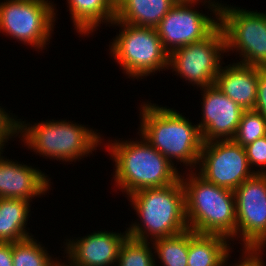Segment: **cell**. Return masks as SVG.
Returning <instances> with one entry per match:
<instances>
[{"label": "cell", "instance_id": "1", "mask_svg": "<svg viewBox=\"0 0 266 266\" xmlns=\"http://www.w3.org/2000/svg\"><path fill=\"white\" fill-rule=\"evenodd\" d=\"M140 107L137 134L173 165L180 162L178 164L184 165L186 172L196 170L203 146L199 126L173 108L151 101L142 102Z\"/></svg>", "mask_w": 266, "mask_h": 266}, {"label": "cell", "instance_id": "2", "mask_svg": "<svg viewBox=\"0 0 266 266\" xmlns=\"http://www.w3.org/2000/svg\"><path fill=\"white\" fill-rule=\"evenodd\" d=\"M134 141L108 140L104 144L114 162L115 186L127 196L147 188L165 187L176 183L181 172L141 135ZM107 147V148H106Z\"/></svg>", "mask_w": 266, "mask_h": 266}, {"label": "cell", "instance_id": "3", "mask_svg": "<svg viewBox=\"0 0 266 266\" xmlns=\"http://www.w3.org/2000/svg\"><path fill=\"white\" fill-rule=\"evenodd\" d=\"M125 197L131 202L138 217L128 225V237L152 242L189 229L185 214V194L180 179L165 187L142 189Z\"/></svg>", "mask_w": 266, "mask_h": 266}, {"label": "cell", "instance_id": "4", "mask_svg": "<svg viewBox=\"0 0 266 266\" xmlns=\"http://www.w3.org/2000/svg\"><path fill=\"white\" fill-rule=\"evenodd\" d=\"M188 172L180 175L185 194L188 228L195 233L222 235L234 242L236 240L234 191L207 182L195 170Z\"/></svg>", "mask_w": 266, "mask_h": 266}, {"label": "cell", "instance_id": "5", "mask_svg": "<svg viewBox=\"0 0 266 266\" xmlns=\"http://www.w3.org/2000/svg\"><path fill=\"white\" fill-rule=\"evenodd\" d=\"M19 119V137L24 147L52 161L54 159L62 160L63 163H72L88 155L90 157V154L96 151L97 147H101V143L103 145L104 142L103 135L97 132V129L73 121L51 119L32 125L30 122Z\"/></svg>", "mask_w": 266, "mask_h": 266}, {"label": "cell", "instance_id": "6", "mask_svg": "<svg viewBox=\"0 0 266 266\" xmlns=\"http://www.w3.org/2000/svg\"><path fill=\"white\" fill-rule=\"evenodd\" d=\"M110 26L120 28L109 44V54L127 78L141 80L158 71L169 70V53L164 49L156 28L134 26L115 19Z\"/></svg>", "mask_w": 266, "mask_h": 266}, {"label": "cell", "instance_id": "7", "mask_svg": "<svg viewBox=\"0 0 266 266\" xmlns=\"http://www.w3.org/2000/svg\"><path fill=\"white\" fill-rule=\"evenodd\" d=\"M55 6L48 0H4L0 2V32L36 51L45 50L58 18Z\"/></svg>", "mask_w": 266, "mask_h": 266}, {"label": "cell", "instance_id": "8", "mask_svg": "<svg viewBox=\"0 0 266 266\" xmlns=\"http://www.w3.org/2000/svg\"><path fill=\"white\" fill-rule=\"evenodd\" d=\"M219 16L226 54L230 51L239 54L240 64L266 67V11L221 3Z\"/></svg>", "mask_w": 266, "mask_h": 266}, {"label": "cell", "instance_id": "9", "mask_svg": "<svg viewBox=\"0 0 266 266\" xmlns=\"http://www.w3.org/2000/svg\"><path fill=\"white\" fill-rule=\"evenodd\" d=\"M200 3L213 14L200 13L197 10ZM220 5L219 1L214 0L176 2L156 27L164 49L170 54L180 47L209 37L220 26Z\"/></svg>", "mask_w": 266, "mask_h": 266}, {"label": "cell", "instance_id": "10", "mask_svg": "<svg viewBox=\"0 0 266 266\" xmlns=\"http://www.w3.org/2000/svg\"><path fill=\"white\" fill-rule=\"evenodd\" d=\"M224 53L225 36L219 26L206 39L172 51L169 54L168 69L188 81V85L204 88L215 83L220 68L225 64L222 61Z\"/></svg>", "mask_w": 266, "mask_h": 266}, {"label": "cell", "instance_id": "11", "mask_svg": "<svg viewBox=\"0 0 266 266\" xmlns=\"http://www.w3.org/2000/svg\"><path fill=\"white\" fill-rule=\"evenodd\" d=\"M197 168L195 171L207 182L232 191L256 174L245 147L233 140L203 142Z\"/></svg>", "mask_w": 266, "mask_h": 266}, {"label": "cell", "instance_id": "12", "mask_svg": "<svg viewBox=\"0 0 266 266\" xmlns=\"http://www.w3.org/2000/svg\"><path fill=\"white\" fill-rule=\"evenodd\" d=\"M236 240L240 249H266V174H255L235 190Z\"/></svg>", "mask_w": 266, "mask_h": 266}, {"label": "cell", "instance_id": "13", "mask_svg": "<svg viewBox=\"0 0 266 266\" xmlns=\"http://www.w3.org/2000/svg\"><path fill=\"white\" fill-rule=\"evenodd\" d=\"M201 122L197 125L203 142L232 140L244 110L222 93L215 84L200 88Z\"/></svg>", "mask_w": 266, "mask_h": 266}, {"label": "cell", "instance_id": "14", "mask_svg": "<svg viewBox=\"0 0 266 266\" xmlns=\"http://www.w3.org/2000/svg\"><path fill=\"white\" fill-rule=\"evenodd\" d=\"M127 237V230L123 233L105 230L94 231L72 240L66 238L62 248H65L63 251L66 254L63 258L67 260L64 259L62 265L116 266L120 247Z\"/></svg>", "mask_w": 266, "mask_h": 266}, {"label": "cell", "instance_id": "15", "mask_svg": "<svg viewBox=\"0 0 266 266\" xmlns=\"http://www.w3.org/2000/svg\"><path fill=\"white\" fill-rule=\"evenodd\" d=\"M3 152L0 151V198H20L32 202L34 197L49 193L53 184L47 173L9 157L7 159Z\"/></svg>", "mask_w": 266, "mask_h": 266}, {"label": "cell", "instance_id": "16", "mask_svg": "<svg viewBox=\"0 0 266 266\" xmlns=\"http://www.w3.org/2000/svg\"><path fill=\"white\" fill-rule=\"evenodd\" d=\"M258 79V66L233 62L220 68L214 84L222 93L247 111L255 107Z\"/></svg>", "mask_w": 266, "mask_h": 266}, {"label": "cell", "instance_id": "17", "mask_svg": "<svg viewBox=\"0 0 266 266\" xmlns=\"http://www.w3.org/2000/svg\"><path fill=\"white\" fill-rule=\"evenodd\" d=\"M74 29L89 37L103 23L107 27L115 18L116 0H66Z\"/></svg>", "mask_w": 266, "mask_h": 266}, {"label": "cell", "instance_id": "18", "mask_svg": "<svg viewBox=\"0 0 266 266\" xmlns=\"http://www.w3.org/2000/svg\"><path fill=\"white\" fill-rule=\"evenodd\" d=\"M174 0H116L115 20L134 26L156 28Z\"/></svg>", "mask_w": 266, "mask_h": 266}, {"label": "cell", "instance_id": "19", "mask_svg": "<svg viewBox=\"0 0 266 266\" xmlns=\"http://www.w3.org/2000/svg\"><path fill=\"white\" fill-rule=\"evenodd\" d=\"M229 241L222 235L189 229L188 266H221L233 251Z\"/></svg>", "mask_w": 266, "mask_h": 266}, {"label": "cell", "instance_id": "20", "mask_svg": "<svg viewBox=\"0 0 266 266\" xmlns=\"http://www.w3.org/2000/svg\"><path fill=\"white\" fill-rule=\"evenodd\" d=\"M31 204L20 198H0V242H19L33 237L26 228ZM28 229V230H27Z\"/></svg>", "mask_w": 266, "mask_h": 266}, {"label": "cell", "instance_id": "21", "mask_svg": "<svg viewBox=\"0 0 266 266\" xmlns=\"http://www.w3.org/2000/svg\"><path fill=\"white\" fill-rule=\"evenodd\" d=\"M155 262L160 266H188L189 229L170 237L152 241ZM158 258V259H157Z\"/></svg>", "mask_w": 266, "mask_h": 266}, {"label": "cell", "instance_id": "22", "mask_svg": "<svg viewBox=\"0 0 266 266\" xmlns=\"http://www.w3.org/2000/svg\"><path fill=\"white\" fill-rule=\"evenodd\" d=\"M47 249L34 236L13 242V266H61V258L59 260V258L52 257Z\"/></svg>", "mask_w": 266, "mask_h": 266}, {"label": "cell", "instance_id": "23", "mask_svg": "<svg viewBox=\"0 0 266 266\" xmlns=\"http://www.w3.org/2000/svg\"><path fill=\"white\" fill-rule=\"evenodd\" d=\"M152 251V242L127 237L120 247L116 266H158Z\"/></svg>", "mask_w": 266, "mask_h": 266}, {"label": "cell", "instance_id": "24", "mask_svg": "<svg viewBox=\"0 0 266 266\" xmlns=\"http://www.w3.org/2000/svg\"><path fill=\"white\" fill-rule=\"evenodd\" d=\"M266 136V118L254 110L244 111L238 124L237 132L232 139L242 147Z\"/></svg>", "mask_w": 266, "mask_h": 266}, {"label": "cell", "instance_id": "25", "mask_svg": "<svg viewBox=\"0 0 266 266\" xmlns=\"http://www.w3.org/2000/svg\"><path fill=\"white\" fill-rule=\"evenodd\" d=\"M0 106V151H5L4 147L13 137H19L20 119H17L13 113ZM8 111V112H7Z\"/></svg>", "mask_w": 266, "mask_h": 266}, {"label": "cell", "instance_id": "26", "mask_svg": "<svg viewBox=\"0 0 266 266\" xmlns=\"http://www.w3.org/2000/svg\"><path fill=\"white\" fill-rule=\"evenodd\" d=\"M245 150L250 167L254 173L266 174V136L248 144L245 146Z\"/></svg>", "mask_w": 266, "mask_h": 266}, {"label": "cell", "instance_id": "27", "mask_svg": "<svg viewBox=\"0 0 266 266\" xmlns=\"http://www.w3.org/2000/svg\"><path fill=\"white\" fill-rule=\"evenodd\" d=\"M242 253L236 263L228 262L231 255L221 264V266H266L263 260L264 249H241ZM242 257V258H241ZM242 259V260H241ZM229 264V265H228Z\"/></svg>", "mask_w": 266, "mask_h": 266}, {"label": "cell", "instance_id": "28", "mask_svg": "<svg viewBox=\"0 0 266 266\" xmlns=\"http://www.w3.org/2000/svg\"><path fill=\"white\" fill-rule=\"evenodd\" d=\"M253 110L266 118V67H259L257 98Z\"/></svg>", "mask_w": 266, "mask_h": 266}, {"label": "cell", "instance_id": "29", "mask_svg": "<svg viewBox=\"0 0 266 266\" xmlns=\"http://www.w3.org/2000/svg\"><path fill=\"white\" fill-rule=\"evenodd\" d=\"M0 266H13L12 243L0 242Z\"/></svg>", "mask_w": 266, "mask_h": 266}, {"label": "cell", "instance_id": "30", "mask_svg": "<svg viewBox=\"0 0 266 266\" xmlns=\"http://www.w3.org/2000/svg\"><path fill=\"white\" fill-rule=\"evenodd\" d=\"M176 2H190V1H193V0H174Z\"/></svg>", "mask_w": 266, "mask_h": 266}]
</instances>
